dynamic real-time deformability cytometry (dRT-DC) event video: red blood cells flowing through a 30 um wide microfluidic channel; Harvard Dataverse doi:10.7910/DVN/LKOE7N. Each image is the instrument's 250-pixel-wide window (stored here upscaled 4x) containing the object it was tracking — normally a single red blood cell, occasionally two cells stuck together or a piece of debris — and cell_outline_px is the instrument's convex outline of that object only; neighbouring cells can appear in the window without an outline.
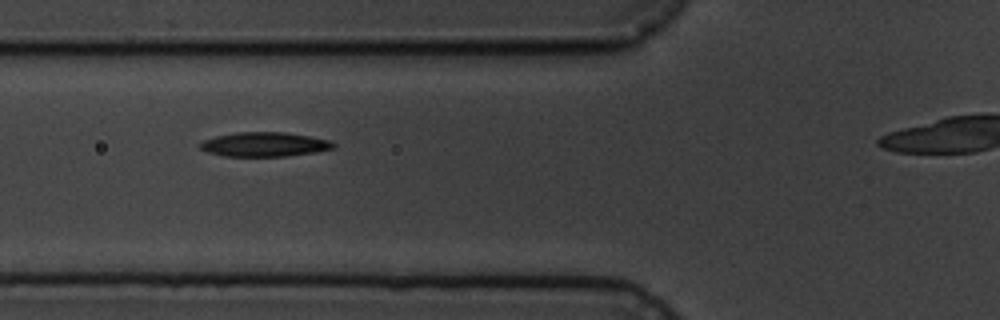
{"species": "common noctule bat (a hibernating species)", "species_latin": "Nyctalus noctula", "temperature_condition": "cold", "stored_images_in_passage": 7, "camera_frame_rate_fps": 3000, "um_per_image_px": 0.085, "animal": {"sex": "male", "body_mass_g": 19.5, "forearm_length_mm": 54.6}, "frame": {"image": 1, "passage_image": 4, "time_ms": 3.333, "image_size_px": [1000, 320], "cell_outline_px": [[336, 148], [316, 152], [284, 156], [224, 156], [208, 152], [200, 148], [200, 144], [204, 140], [216, 136], [236, 132], [284, 132], [332, 140], [336, 144]], "centroid_in_image_um": [22.53, 12.27], "position_along_channel_um": 103.3, "area_um2": 18.9}}
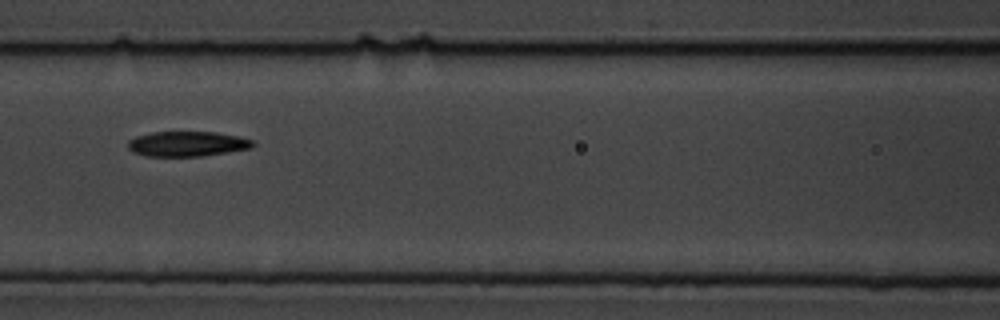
{"frame": {"image": 2, "passage_image": 5, "time_ms": 4.667, "image_size_px": [1000, 320], "cell_outline_px": [[256, 144], [252, 148], [228, 152], [200, 156], [144, 156], [132, 152], [128, 148], [128, 140], [136, 136], [152, 132], [216, 132], [240, 136], [252, 140]], "centroid_in_image_um": [15.92, 12.23], "position_along_channel_um": 150.7, "area_um2": 18.38}}
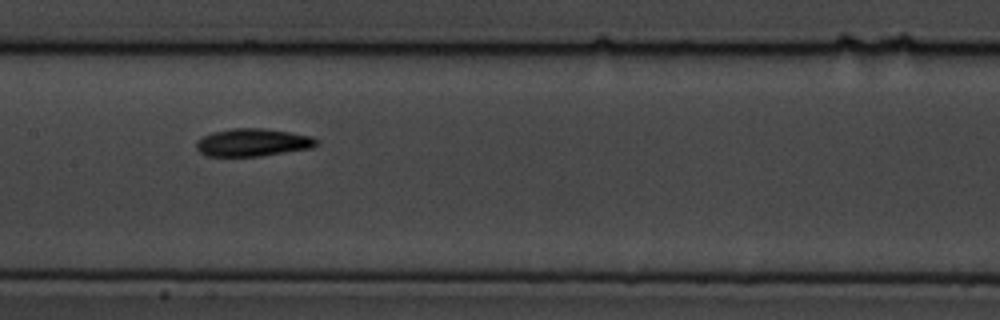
{"frame": {"image": 3, "passage_image": 6, "time_ms": 5.667, "image_size_px": [1000, 320], "cell_outline_px": [[320, 140], [312, 148], [260, 156], [204, 156], [196, 148], [196, 140], [212, 132], [232, 128], [264, 128], [312, 136]], "centroid_in_image_um": [21.47, 12.11], "position_along_channel_um": 185.9, "area_um2": 19.48}}